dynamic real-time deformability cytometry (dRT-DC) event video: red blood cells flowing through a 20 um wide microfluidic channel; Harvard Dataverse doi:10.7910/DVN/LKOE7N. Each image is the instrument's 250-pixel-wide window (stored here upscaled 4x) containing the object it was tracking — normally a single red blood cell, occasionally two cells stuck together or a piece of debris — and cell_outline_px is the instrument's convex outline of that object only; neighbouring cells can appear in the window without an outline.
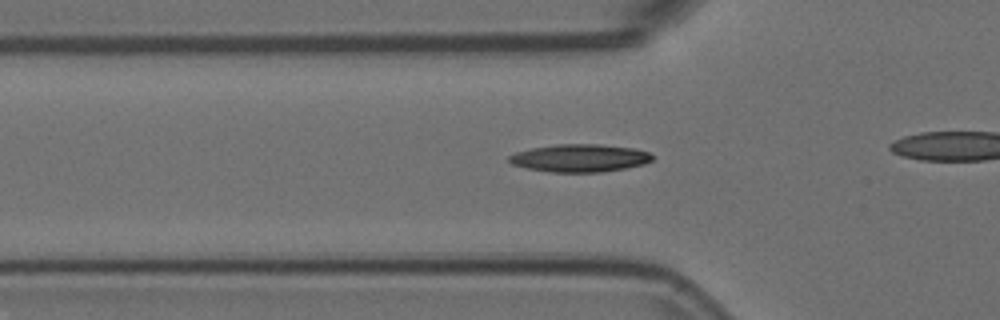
{"species": "Egyptian fruit bat (a non-hibernating species)", "species_latin": "Rousettus aegyptiacus", "temperature_condition": "room temperature", "stored_images_in_passage": 39, "camera_frame_rate_fps": 3000, "um_per_image_px": 0.085, "animal": {"sex": "female"}, "frame": {"image": 1, "passage_image": 14, "time_ms": 4.333, "image_size_px": [1000, 320], "cell_outline_px": [[652, 160], [644, 164], [624, 168], [600, 172], [552, 172], [528, 168], [512, 164], [508, 160], [508, 156], [516, 152], [532, 148], [556, 144], [596, 144], [632, 148], [648, 152], [652, 156]], "centroid_in_image_um": [49.25, 13.43], "position_along_channel_um": 76.5, "area_um2": 22.89}}
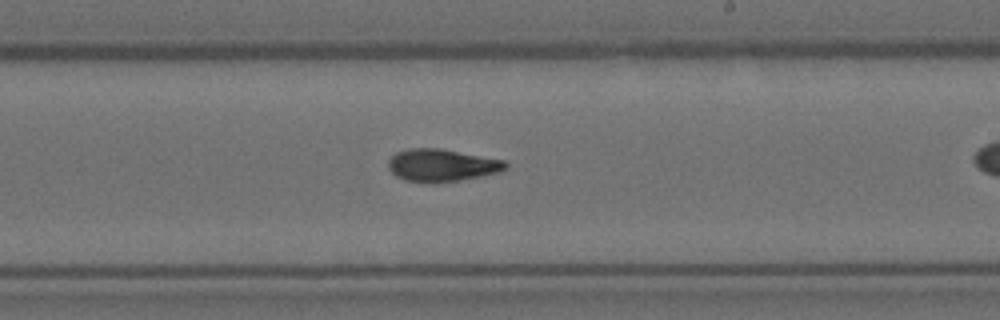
{"frame": {"image": 2, "passage_image": 28, "time_ms": 9.0, "image_size_px": [1000, 320], "cell_outline_px": [[508, 168], [496, 172], [460, 180], [436, 184], [404, 180], [396, 176], [388, 168], [388, 160], [396, 152], [408, 148], [440, 148], [504, 160], [508, 164]], "centroid_in_image_um": [37.51, 14.05], "position_along_channel_um": 251.5, "area_um2": 22.25}}
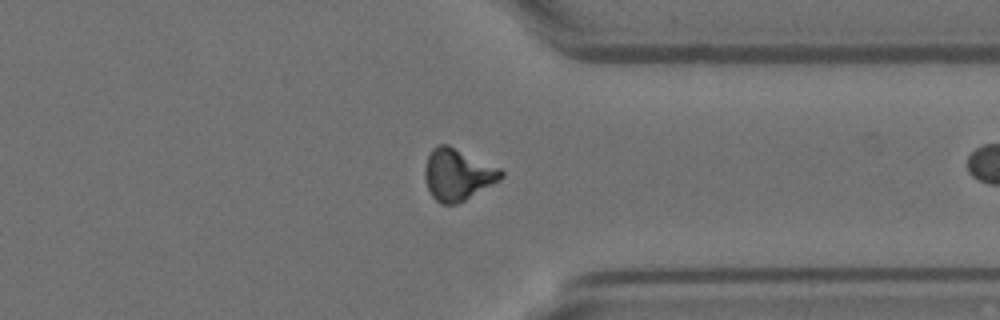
{"frame": {"image": 3, "passage_image": 38, "time_ms": 12.333, "image_size_px": [1000, 320], "cell_outline_px": [[504, 176], [500, 180], [464, 200], [456, 204], [440, 204], [432, 196], [428, 188], [424, 176], [424, 168], [428, 156], [432, 148], [440, 144], [448, 144], [500, 168], [504, 172]], "centroid_in_image_um": [38.89, 14.83], "position_along_channel_um": 372.5, "area_um2": 22.83}}